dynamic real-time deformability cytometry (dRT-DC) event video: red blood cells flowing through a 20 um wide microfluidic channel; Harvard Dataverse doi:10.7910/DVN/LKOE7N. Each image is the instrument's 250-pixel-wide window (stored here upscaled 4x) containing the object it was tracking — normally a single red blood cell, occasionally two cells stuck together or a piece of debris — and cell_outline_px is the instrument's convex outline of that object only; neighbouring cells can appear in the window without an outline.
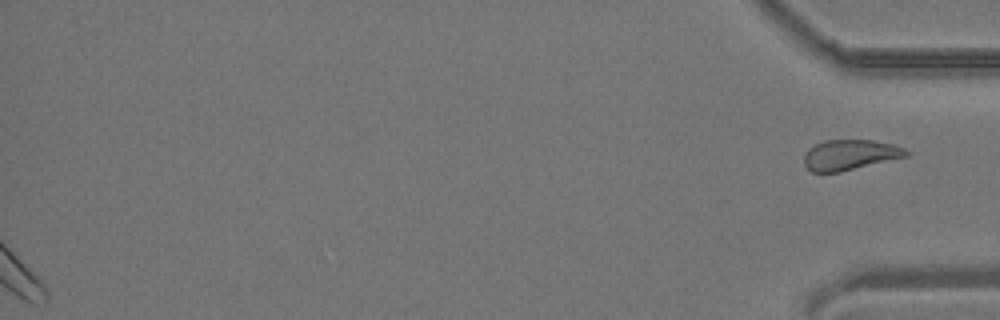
{"species": "common noctule bat (a hibernating species)", "species_latin": "Nyctalus noctula", "temperature_condition": "room temperature", "stored_images_in_passage": 34, "segment_of_instrument_passage": [2, 2], "camera_frame_rate_fps": 3000, "um_per_image_px": 0.085, "animal": {"sex": "male", "body_mass_g": 19.2, "forearm_length_mm": 51.8}, "frame": {"image": 1, "passage_image": 34, "time_ms": 11.0, "image_size_px": [1000, 320], "cell_outline_px": [[912, 152], [908, 156], [840, 172], [812, 172], [804, 164], [804, 156], [808, 148], [824, 140], [872, 140], [892, 144], [904, 148]], "centroid_in_image_um": [72.26, 13.16], "position_along_channel_um": 362.9, "area_um2": 18.09}}